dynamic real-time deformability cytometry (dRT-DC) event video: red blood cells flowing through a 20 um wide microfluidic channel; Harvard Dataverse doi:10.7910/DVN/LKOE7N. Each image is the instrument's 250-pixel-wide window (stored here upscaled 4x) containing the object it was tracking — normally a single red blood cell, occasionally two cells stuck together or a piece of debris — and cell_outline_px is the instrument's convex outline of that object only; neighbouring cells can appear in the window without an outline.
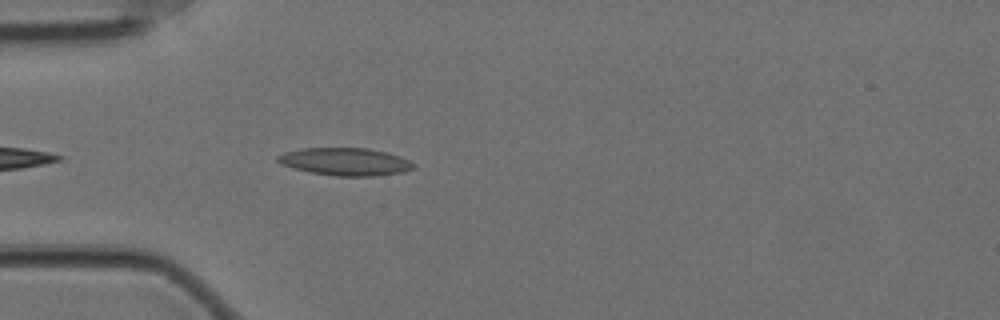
{"species": "Egyptian fruit bat (a non-hibernating species)", "species_latin": "Rousettus aegyptiacus", "temperature_condition": "cold", "stored_images_in_passage": 30, "camera_frame_rate_fps": 3000, "um_per_image_px": 0.085, "animal": {"sex": "female"}, "frame": {"image": 1, "passage_image": 4, "time_ms": 1.0, "image_size_px": [1000, 320], "cell_outline_px": [[416, 168], [404, 172], [376, 176], [336, 176], [308, 172], [280, 164], [276, 160], [276, 156], [284, 152], [300, 148], [368, 148], [400, 156], [416, 164]], "centroid_in_image_um": [29.34, 13.75], "position_along_channel_um": 55.7, "area_um2": 22.08}}
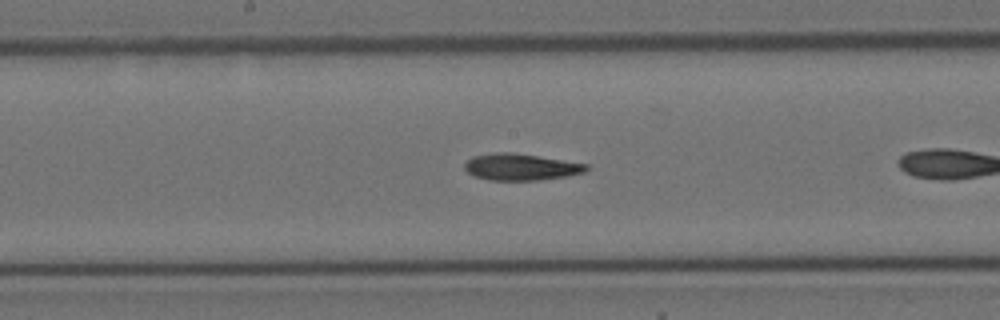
{"frame": {"image": 2, "passage_image": 14, "time_ms": 4.333, "image_size_px": [1000, 320], "cell_outline_px": [[592, 168], [584, 172], [568, 176], [540, 180], [488, 180], [472, 176], [464, 168], [464, 164], [472, 156], [496, 152], [508, 152], [536, 156], [588, 164]], "centroid_in_image_um": [44.27, 14.2], "position_along_channel_um": 203.9, "area_um2": 18.9}}
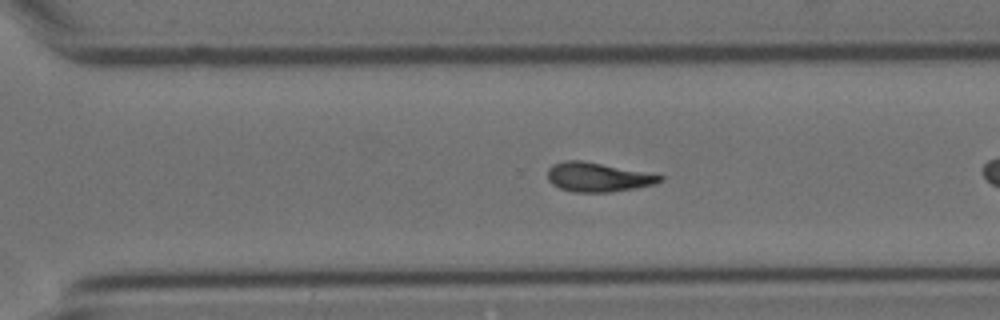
{"frame": {"image": 3, "passage_image": 24, "time_ms": 7.667, "image_size_px": [1000, 320], "cell_outline_px": [[664, 180], [656, 184], [636, 188], [608, 192], [572, 192], [560, 188], [552, 184], [548, 180], [548, 168], [552, 164], [564, 160], [580, 160], [664, 176]], "centroid_in_image_um": [50.79, 15.06], "position_along_channel_um": 319.8, "area_um2": 18.96}}